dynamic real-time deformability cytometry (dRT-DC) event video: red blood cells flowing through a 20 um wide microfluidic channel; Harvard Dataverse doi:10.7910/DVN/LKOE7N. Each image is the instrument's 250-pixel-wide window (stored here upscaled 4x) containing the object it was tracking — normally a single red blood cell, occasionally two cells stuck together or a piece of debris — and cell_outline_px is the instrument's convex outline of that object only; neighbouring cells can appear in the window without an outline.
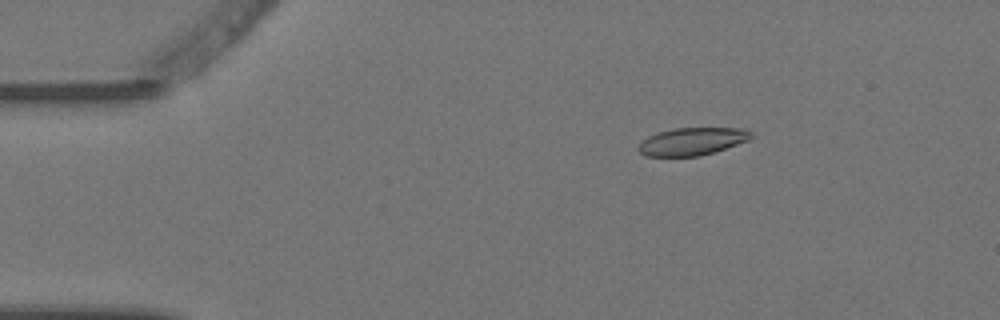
{"species": "Egyptian fruit bat (a non-hibernating species)", "species_latin": "Rousettus aegyptiacus", "temperature_condition": "warm", "stored_images_in_passage": 3, "camera_frame_rate_fps": 3000, "um_per_image_px": 0.085, "animal": {"sex": "female"}, "frame": {"image": 1, "passage_image": 2, "time_ms": 0.333, "image_size_px": [1000, 320], "cell_outline_px": [[752, 136], [748, 140], [700, 156], [644, 156], [636, 148], [648, 136], [660, 132], [676, 128], [744, 128], [752, 132]], "centroid_in_image_um": [58.82, 12.02], "position_along_channel_um": 26.2, "area_um2": 17.86}}